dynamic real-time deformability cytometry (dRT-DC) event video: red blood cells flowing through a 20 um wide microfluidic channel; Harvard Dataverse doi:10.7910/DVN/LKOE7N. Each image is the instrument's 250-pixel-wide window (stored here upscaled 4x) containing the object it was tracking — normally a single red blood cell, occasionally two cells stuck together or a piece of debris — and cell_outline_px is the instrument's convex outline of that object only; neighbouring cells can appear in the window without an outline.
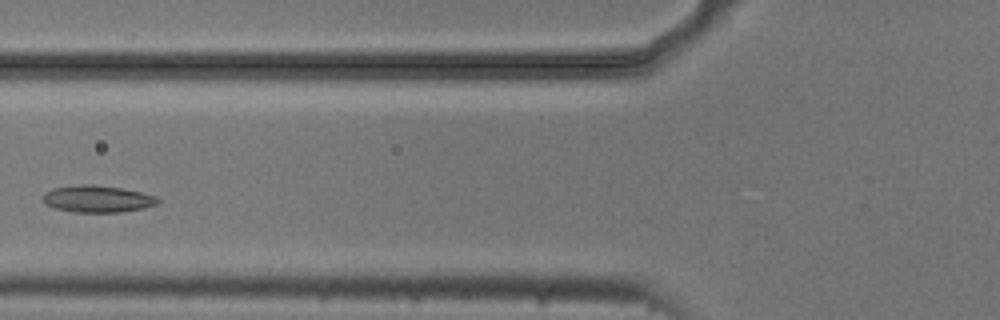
{"species": "common noctule bat (a hibernating species)", "species_latin": "Nyctalus noctula", "temperature_condition": "cold", "stored_images_in_passage": 5, "camera_frame_rate_fps": 3000, "um_per_image_px": 0.085, "animal": {"sex": "male", "body_mass_g": 20.5, "forearm_length_mm": 52.5}, "frame": {"image": 1, "passage_image": 4, "time_ms": 1.0, "image_size_px": [1000, 320], "cell_outline_px": [[160, 200], [156, 204], [144, 208], [120, 212], [72, 212], [56, 208], [44, 204], [40, 196], [44, 192], [52, 188], [80, 184], [92, 184], [120, 188], [140, 192], [156, 196]], "centroid_in_image_um": [8.22, 16.9], "position_along_channel_um": 117.6, "area_um2": 18.15}}
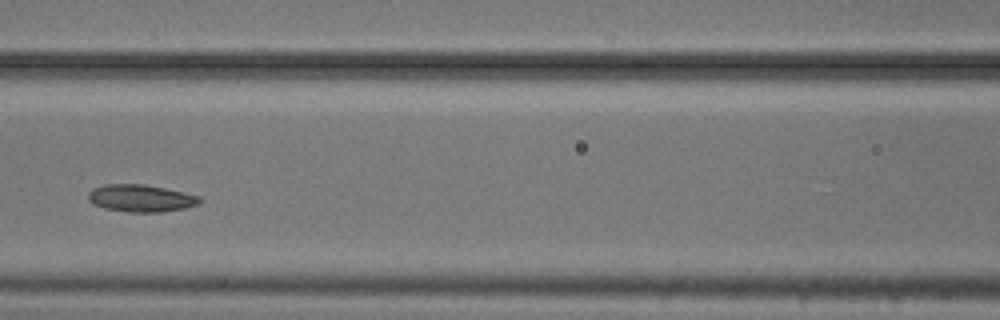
{"frame": {"image": 2, "passage_image": 5, "time_ms": 1.333, "image_size_px": [1000, 320], "cell_outline_px": [[204, 200], [200, 204], [184, 208], [160, 212], [128, 212], [104, 208], [88, 200], [88, 192], [92, 188], [104, 184], [144, 184], [184, 192], [200, 196]], "centroid_in_image_um": [12.0, 16.84], "position_along_channel_um": 154.6, "area_um2": 17.8}}